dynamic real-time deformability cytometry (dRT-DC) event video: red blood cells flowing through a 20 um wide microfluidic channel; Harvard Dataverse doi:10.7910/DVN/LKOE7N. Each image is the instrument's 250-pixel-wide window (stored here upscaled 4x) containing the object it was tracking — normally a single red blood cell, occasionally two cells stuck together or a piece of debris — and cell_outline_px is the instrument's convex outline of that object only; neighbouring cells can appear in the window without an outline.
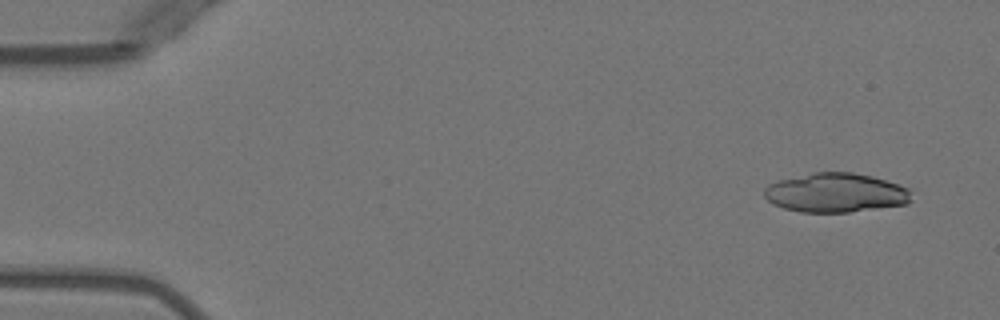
{"species": "Egyptian fruit bat (a non-hibernating species)", "species_latin": "Rousettus aegyptiacus", "temperature_condition": "warm", "stored_images_in_passage": 4, "camera_frame_rate_fps": 3000, "um_per_image_px": 0.085, "animal": {"sex": "female"}, "frame": {"image": 1, "passage_image": 1, "time_ms": 0.0, "image_size_px": [1000, 320], "cell_outline_px": [[912, 200], [908, 204], [848, 212], [800, 212], [784, 208], [772, 204], [764, 196], [764, 188], [768, 184], [776, 180], [812, 172], [852, 172], [872, 176], [908, 188], [912, 192]], "centroid_in_image_um": [71.01, 16.38], "position_along_channel_um": 14.0, "area_um2": 33.87}}